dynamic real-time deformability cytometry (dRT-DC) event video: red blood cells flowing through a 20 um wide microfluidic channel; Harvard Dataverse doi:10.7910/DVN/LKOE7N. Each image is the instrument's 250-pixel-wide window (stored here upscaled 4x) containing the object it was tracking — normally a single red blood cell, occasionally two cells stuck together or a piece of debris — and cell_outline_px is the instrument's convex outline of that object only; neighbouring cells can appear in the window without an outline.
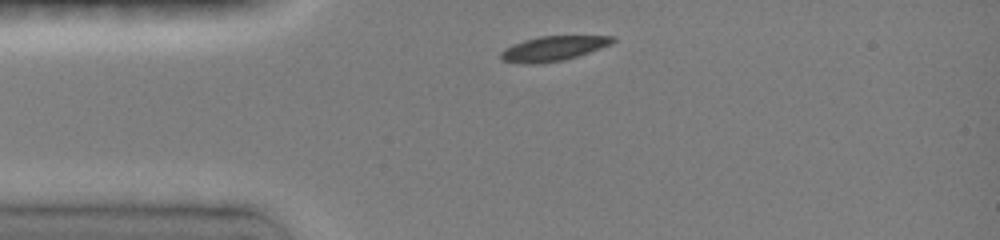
{"species": "common noctule bat (a hibernating species)", "species_latin": "Nyctalus noctula", "temperature_condition": "room temperature", "stored_images_in_passage": 5, "camera_frame_rate_fps": 3000, "um_per_image_px": 0.085, "animal": {"sex": "female", "body_mass_g": 19.0, "forearm_length_mm": 51.5}, "frame": {"image": 1, "passage_image": 1, "time_ms": 0.0, "image_size_px": [1000, 240], "cell_outline_px": [[616, 40], [612, 44], [564, 60], [540, 64], [524, 64], [500, 60], [500, 52], [504, 48], [512, 44], [524, 40], [540, 36], [616, 36]], "centroid_in_image_um": [46.98, 4.13], "position_along_channel_um": 38.0, "area_um2": 16.24}}
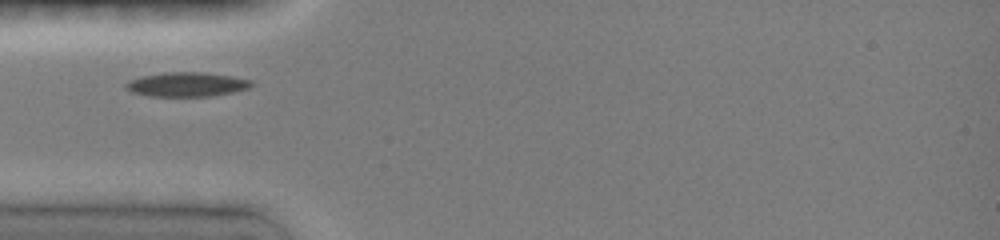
{"frame": {"image": 2, "passage_image": 3, "time_ms": 1.333, "image_size_px": [1000, 240], "cell_outline_px": [[252, 84], [248, 88], [232, 92], [212, 96], [148, 96], [132, 92], [124, 88], [124, 84], [128, 80], [140, 76], [164, 72], [204, 72], [232, 76], [252, 80]], "centroid_in_image_um": [15.82, 7.17], "position_along_channel_um": 69.2, "area_um2": 17.92}}
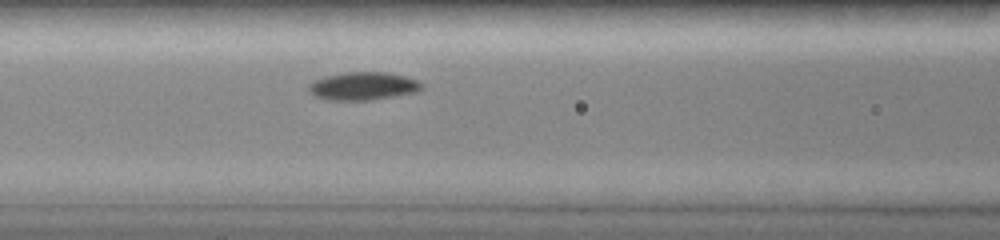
{"frame": {"image": 3, "passage_image": 5, "time_ms": 3.0, "image_size_px": [1000, 240], "cell_outline_px": [[424, 88], [416, 92], [372, 100], [328, 100], [316, 96], [308, 88], [308, 84], [312, 80], [328, 76], [348, 72], [388, 72], [404, 76], [416, 80], [424, 84]], "centroid_in_image_um": [30.89, 7.32], "position_along_channel_um": 135.7, "area_um2": 18.38}}